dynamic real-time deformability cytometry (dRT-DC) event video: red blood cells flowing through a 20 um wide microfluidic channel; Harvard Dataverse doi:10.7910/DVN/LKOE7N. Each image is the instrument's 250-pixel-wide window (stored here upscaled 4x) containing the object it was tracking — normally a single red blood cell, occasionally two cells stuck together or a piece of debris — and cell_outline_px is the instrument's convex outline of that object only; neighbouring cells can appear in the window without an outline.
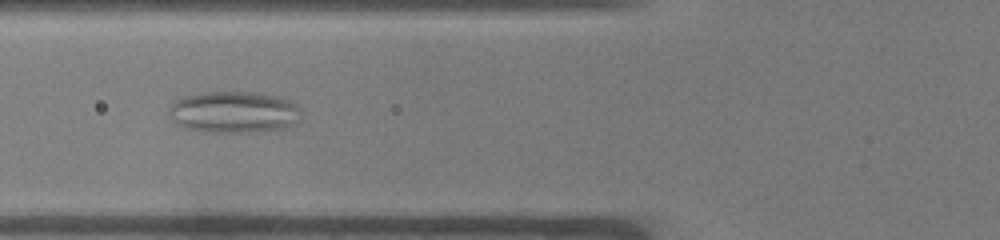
{"species": "common noctule bat (a hibernating species)", "species_latin": "Nyctalus noctula", "temperature_condition": "warm", "stored_images_in_passage": 45, "camera_frame_rate_fps": 3000, "um_per_image_px": 0.085, "animal": {"sex": "male", "body_mass_g": 19.0, "forearm_length_mm": 50.8}, "frame": {"image": 1, "passage_image": 13, "time_ms": 4.0, "image_size_px": [1000, 240], "cell_outline_px": [[300, 108], [296, 120], [292, 124], [284, 128], [264, 132], [208, 132], [184, 128], [176, 124], [172, 120], [168, 112], [168, 108], [176, 100], [184, 96], [208, 92], [260, 92], [276, 96], [288, 100], [296, 104]], "centroid_in_image_um": [19.84, 9.53], "position_along_channel_um": 106.0, "area_um2": 32.14}}
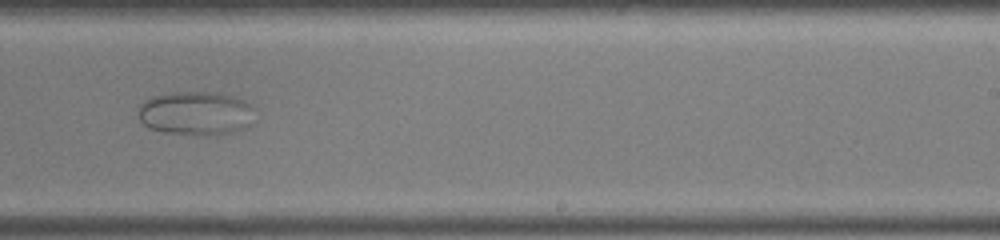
{"frame": {"image": 2, "passage_image": 26, "time_ms": 8.333, "image_size_px": [1000, 240], "cell_outline_px": [[256, 108], [248, 128], [240, 132], [208, 136], [204, 136], [164, 132], [148, 128], [136, 116], [136, 112], [140, 104], [144, 100], [152, 96], [172, 92], [216, 92], [244, 100]], "centroid_in_image_um": [16.65, 9.65], "position_along_channel_um": 272.3, "area_um2": 30.58}}
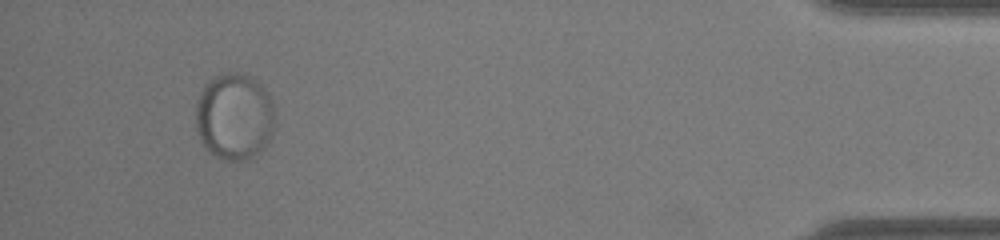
{"frame": {"image": 3, "passage_image": 42, "time_ms": 13.667, "image_size_px": [1000, 240], "cell_outline_px": [[276, 128], [264, 148], [260, 152], [248, 160], [220, 160], [200, 140], [196, 132], [196, 104], [200, 92], [204, 84], [208, 80], [216, 76], [228, 72], [236, 72], [248, 76], [256, 80], [264, 88], [272, 100], [276, 116]], "centroid_in_image_um": [19.95, 9.91], "position_along_channel_um": 415.3, "area_um2": 40.63}}